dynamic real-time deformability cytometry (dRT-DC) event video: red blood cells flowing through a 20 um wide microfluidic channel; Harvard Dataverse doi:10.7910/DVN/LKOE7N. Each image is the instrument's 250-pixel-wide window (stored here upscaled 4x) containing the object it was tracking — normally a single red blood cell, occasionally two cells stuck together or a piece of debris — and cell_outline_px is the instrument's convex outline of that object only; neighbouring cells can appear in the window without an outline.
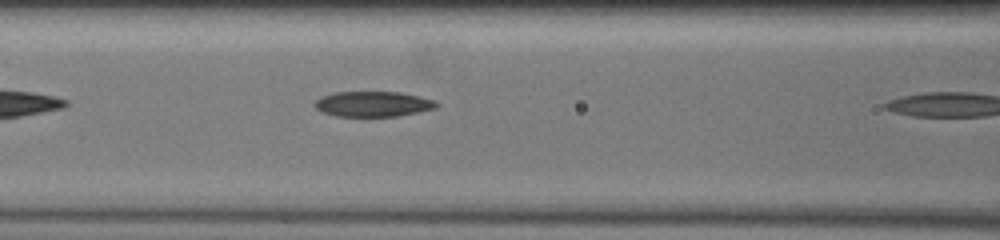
{"species": "common noctule bat (a hibernating species)", "species_latin": "Nyctalus noctula", "temperature_condition": "warm", "stored_images_in_passage": 11, "camera_frame_rate_fps": 3000, "um_per_image_px": 0.085, "animal": {"sex": "female", "body_mass_g": 19.5, "forearm_length_mm": 54.1}, "frame": {"image": 1, "passage_image": 6, "time_ms": 1.667, "image_size_px": [1000, 240], "cell_outline_px": [[440, 104], [436, 108], [396, 116], [336, 116], [320, 112], [312, 104], [316, 100], [324, 96], [336, 92], [400, 92], [420, 96], [432, 100]], "centroid_in_image_um": [31.68, 8.84], "position_along_channel_um": 134.9, "area_um2": 17.86}}
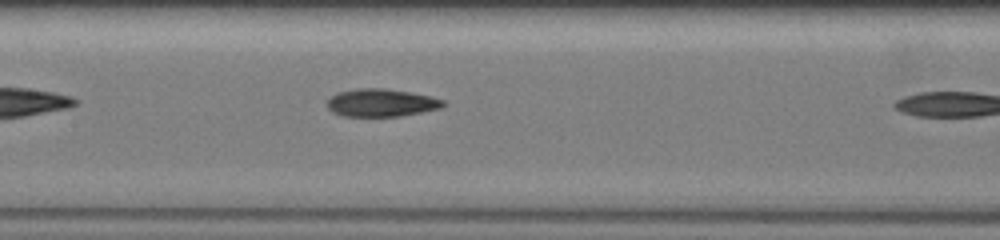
{"frame": {"image": 2, "passage_image": 10, "time_ms": 2.667, "image_size_px": [1000, 240], "cell_outline_px": [[444, 108], [400, 116], [344, 116], [332, 112], [328, 108], [328, 100], [336, 92], [360, 88], [384, 88], [408, 92], [428, 96], [444, 100]], "centroid_in_image_um": [32.41, 8.74], "position_along_channel_um": 175.0, "area_um2": 18.67}}